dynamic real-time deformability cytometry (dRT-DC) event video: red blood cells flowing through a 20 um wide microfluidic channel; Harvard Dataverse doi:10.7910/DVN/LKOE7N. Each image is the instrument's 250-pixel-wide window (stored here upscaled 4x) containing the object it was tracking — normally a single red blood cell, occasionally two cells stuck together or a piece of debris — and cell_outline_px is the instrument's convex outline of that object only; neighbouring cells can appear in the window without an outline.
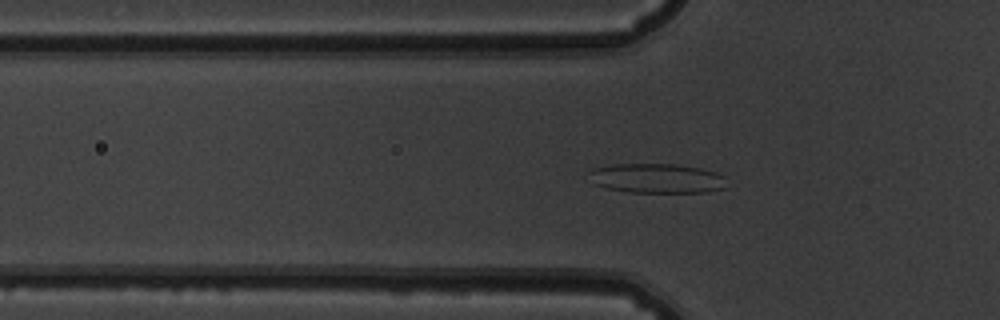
{"species": "common noctule bat (a hibernating species)", "species_latin": "Nyctalus noctula", "temperature_condition": "warm", "stored_images_in_passage": 38, "camera_frame_rate_fps": 3000, "um_per_image_px": 0.085, "animal": {"sex": "male", "body_mass_g": 19.5, "forearm_length_mm": 54.6}, "frame": {"image": 1, "passage_image": 3, "time_ms": 0.667, "image_size_px": [1000, 320], "cell_outline_px": [[728, 188], [708, 192], [628, 192], [608, 188], [592, 184], [588, 172], [592, 168], [612, 164], [676, 164], [700, 168], [716, 172], [724, 176]], "centroid_in_image_um": [55.83, 15.16], "position_along_channel_um": 70.0, "area_um2": 24.04}}
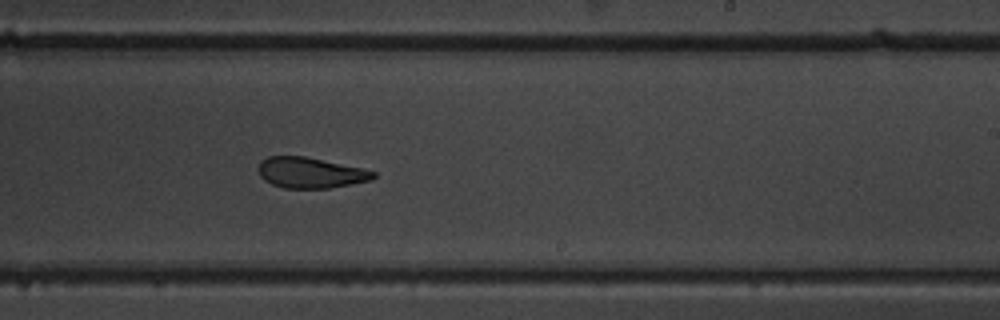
{"frame": {"image": 2, "passage_image": 18, "time_ms": 5.667, "image_size_px": [1000, 320], "cell_outline_px": [[376, 176], [372, 180], [328, 188], [284, 188], [272, 184], [264, 180], [260, 176], [256, 168], [260, 160], [268, 156], [304, 156], [360, 168], [376, 172]], "centroid_in_image_um": [26.32, 14.68], "position_along_channel_um": 262.7, "area_um2": 20.52}}
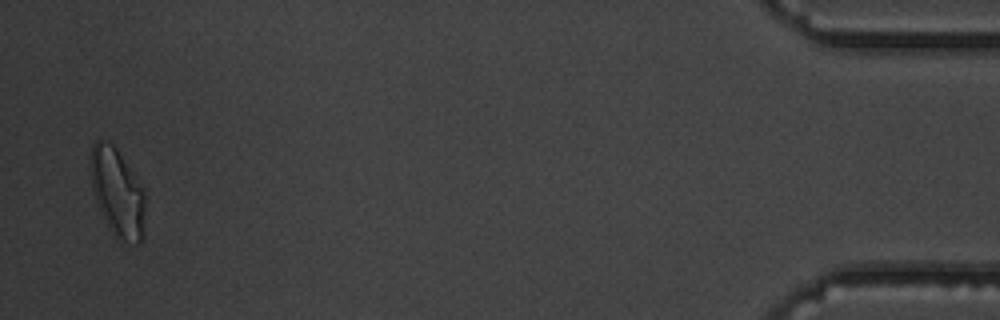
{"frame": {"image": 3, "passage_image": 37, "time_ms": 12.0, "image_size_px": [1000, 320], "cell_outline_px": [[144, 208], [140, 240], [136, 244], [116, 240], [96, 200], [92, 188], [88, 164], [88, 160], [92, 144], [96, 140], [104, 140], [112, 144], [116, 148], [144, 192]], "centroid_in_image_um": [9.91, 16.31], "position_along_channel_um": 425.3, "area_um2": 27.51}, "authors_computed_cell_mechanics": {"area_um2": 21.8484, "velocity_mm_per_s": 3.862, "shape_relaxation_time_tau1_ms": 5.0872, "shape_relaxation_time_tau2_ms": 2.4991, "deformation_change_tau1": 0.1835, "deformation_change_tau2": 0.1115}}